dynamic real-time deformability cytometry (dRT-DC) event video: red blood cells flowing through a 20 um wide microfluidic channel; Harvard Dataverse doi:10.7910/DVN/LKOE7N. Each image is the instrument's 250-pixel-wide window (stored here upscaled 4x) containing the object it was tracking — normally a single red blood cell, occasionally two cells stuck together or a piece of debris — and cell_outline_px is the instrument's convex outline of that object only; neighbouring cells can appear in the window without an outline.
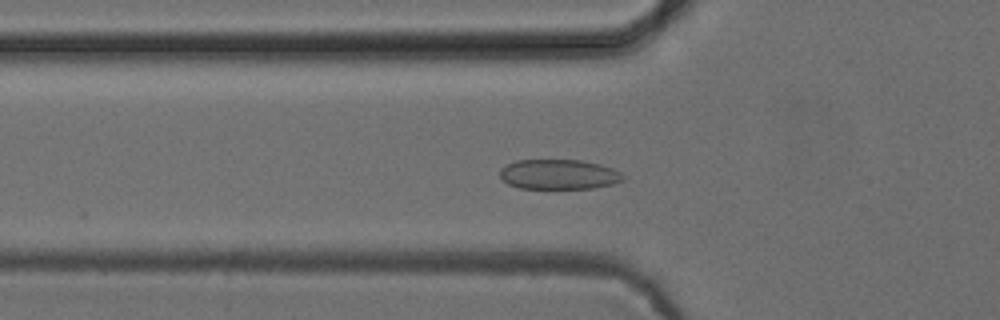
{"species": "common noctule bat (a hibernating species)", "species_latin": "Nyctalus noctula", "temperature_condition": "cold", "stored_images_in_passage": 51, "camera_frame_rate_fps": 3000, "um_per_image_px": 0.085, "animal": {"sex": "female", "body_mass_g": 24.6, "forearm_length_mm": 56.2}, "frame": {"image": 1, "passage_image": 17, "time_ms": 5.333, "image_size_px": [1000, 320], "cell_outline_px": [[628, 176], [624, 180], [612, 184], [592, 188], [520, 188], [508, 184], [500, 176], [500, 168], [516, 160], [580, 160], [600, 164], [612, 168]], "centroid_in_image_um": [47.53, 14.82], "position_along_channel_um": 78.3, "area_um2": 21.5}}
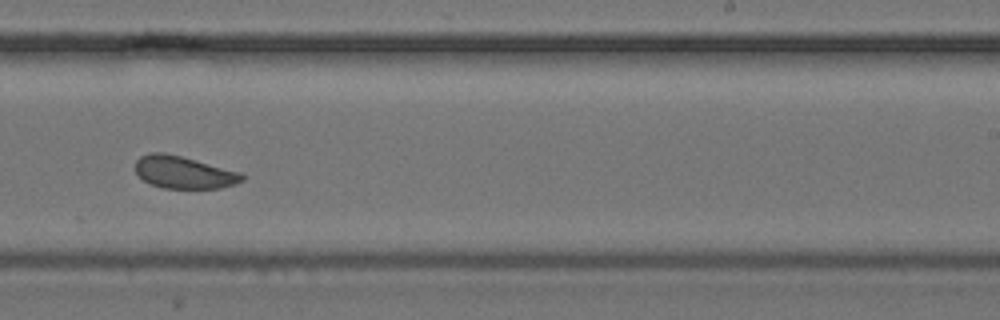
{"frame": {"image": 2, "passage_image": 32, "time_ms": 10.333, "image_size_px": [1000, 320], "cell_outline_px": [[244, 180], [236, 184], [220, 188], [164, 188], [148, 184], [136, 172], [136, 160], [140, 156], [152, 152], [164, 152], [196, 160], [240, 172], [244, 176]], "centroid_in_image_um": [15.62, 14.65], "position_along_channel_um": 273.4, "area_um2": 20.06}}
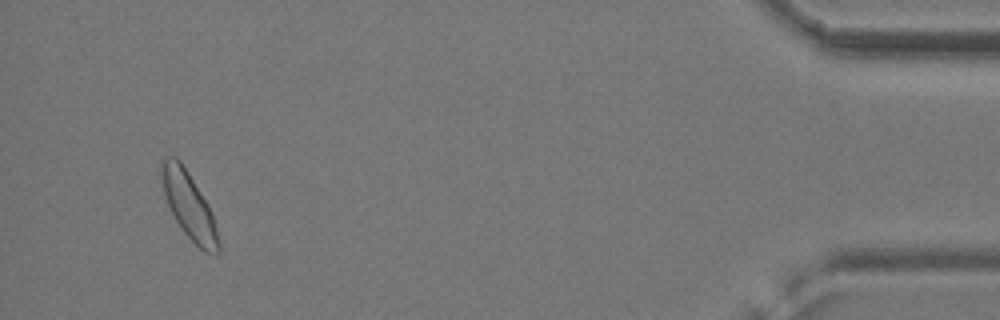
{"frame": {"image": 3, "passage_image": 49, "time_ms": 16.0, "image_size_px": [1000, 320], "cell_outline_px": [[220, 252], [216, 256], [204, 252], [184, 232], [176, 220], [168, 204], [164, 192], [160, 172], [160, 164], [164, 156], [176, 156], [180, 160], [208, 204], [212, 212], [220, 244]], "centroid_in_image_um": [16.07, 17.47], "position_along_channel_um": 419.1, "area_um2": 21.91}, "authors_computed_cell_mechanics": {"area_um2": 21.4438, "velocity_mm_per_s": 3.8897, "shape_relaxation_time_tau1_ms": 3.3265, "shape_relaxation_time_tau2_ms": 0.8566, "deformation_change_tau1": 0.0669, "deformation_change_tau2": 0.0548}}